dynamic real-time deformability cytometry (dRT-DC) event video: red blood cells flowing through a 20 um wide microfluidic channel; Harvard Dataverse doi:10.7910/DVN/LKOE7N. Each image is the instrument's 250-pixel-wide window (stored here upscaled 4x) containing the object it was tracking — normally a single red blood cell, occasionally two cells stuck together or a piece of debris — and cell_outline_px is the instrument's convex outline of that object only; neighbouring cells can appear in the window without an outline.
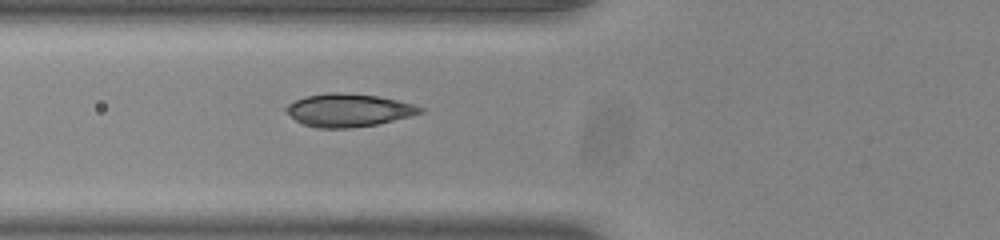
{"species": "common noctule bat (a hibernating species)", "species_latin": "Nyctalus noctula", "temperature_condition": "room temperature", "stored_images_in_passage": 14, "camera_frame_rate_fps": 3000, "um_per_image_px": 0.085, "animal": {"sex": "male", "body_mass_g": 20.0, "forearm_length_mm": 53.3}, "frame": {"image": 1, "passage_image": 3, "time_ms": 0.667, "image_size_px": [1000, 240], "cell_outline_px": [[424, 112], [412, 116], [376, 124], [348, 128], [316, 128], [304, 124], [296, 120], [284, 108], [288, 104], [296, 100], [308, 96], [328, 92], [336, 92], [376, 96], [396, 100], [412, 104], [424, 108]], "centroid_in_image_um": [29.64, 9.37], "position_along_channel_um": 96.2, "area_um2": 25.37}}
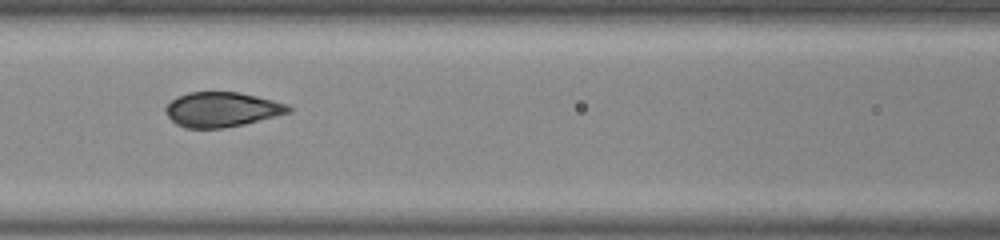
{"frame": {"image": 2, "passage_image": 7, "time_ms": 2.0, "image_size_px": [1000, 240], "cell_outline_px": [[292, 112], [244, 124], [220, 128], [184, 128], [176, 124], [168, 116], [164, 108], [176, 96], [188, 92], [236, 92], [256, 96], [288, 104], [292, 108]], "centroid_in_image_um": [18.85, 9.3], "position_along_channel_um": 147.8, "area_um2": 24.85}}